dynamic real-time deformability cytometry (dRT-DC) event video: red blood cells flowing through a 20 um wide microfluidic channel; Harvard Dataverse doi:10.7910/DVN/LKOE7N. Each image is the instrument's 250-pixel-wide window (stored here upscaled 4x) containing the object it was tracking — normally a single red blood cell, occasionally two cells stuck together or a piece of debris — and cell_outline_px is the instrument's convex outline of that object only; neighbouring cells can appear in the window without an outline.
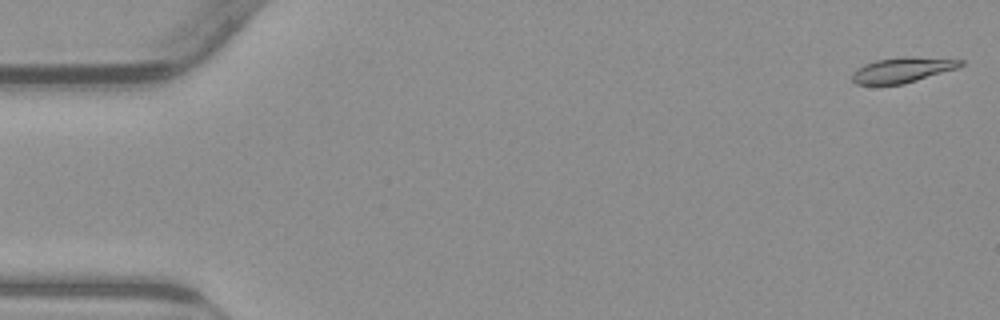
{"species": "common noctule bat (a hibernating species)", "species_latin": "Nyctalus noctula", "temperature_condition": "warm", "stored_images_in_passage": 54, "camera_frame_rate_fps": 3000, "um_per_image_px": 0.085, "animal": {"sex": "male", "body_mass_g": 23.1, "forearm_length_mm": 52.7}, "frame": {"image": 1, "passage_image": 1, "time_ms": 0.0, "image_size_px": [1000, 320], "cell_outline_px": [[964, 64], [956, 68], [904, 84], [856, 84], [852, 80], [852, 72], [856, 68], [864, 64], [876, 60], [904, 56], [964, 60]], "centroid_in_image_um": [76.67, 5.94], "position_along_channel_um": 8.3, "area_um2": 15.78}}
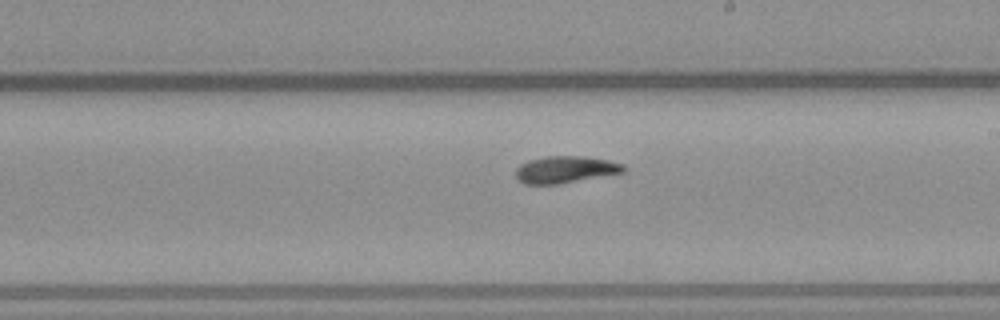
{"frame": {"image": 2, "passage_image": 31, "time_ms": 10.0, "image_size_px": [1000, 320], "cell_outline_px": [[628, 168], [624, 172], [556, 184], [524, 184], [516, 176], [516, 168], [520, 164], [528, 160], [548, 156], [584, 156], [608, 160], [624, 164]], "centroid_in_image_um": [48.07, 14.4], "position_along_channel_um": 240.9, "area_um2": 16.82}}
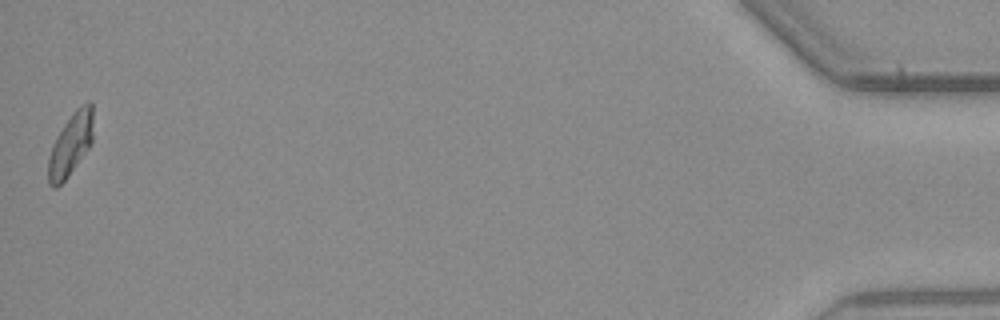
{"frame": {"image": 3, "passage_image": 54, "time_ms": 17.667, "image_size_px": [1000, 320], "cell_outline_px": [[92, 144], [68, 176], [56, 188], [52, 188], [48, 184], [48, 160], [52, 144], [56, 136], [72, 112], [80, 104], [88, 100], [92, 100]], "centroid_in_image_um": [6.0, 12.25], "position_along_channel_um": 429.2, "area_um2": 16.53}, "authors_computed_cell_mechanics": {"area_um2": 16.473, "velocity_mm_per_s": 3.7958, "shape_relaxation_time_tau1_ms": 7.3011, "shape_relaxation_time_tau2_ms": 1.8838, "deformation_change_tau1": 0.2351, "deformation_change_tau2": 0.0779}}